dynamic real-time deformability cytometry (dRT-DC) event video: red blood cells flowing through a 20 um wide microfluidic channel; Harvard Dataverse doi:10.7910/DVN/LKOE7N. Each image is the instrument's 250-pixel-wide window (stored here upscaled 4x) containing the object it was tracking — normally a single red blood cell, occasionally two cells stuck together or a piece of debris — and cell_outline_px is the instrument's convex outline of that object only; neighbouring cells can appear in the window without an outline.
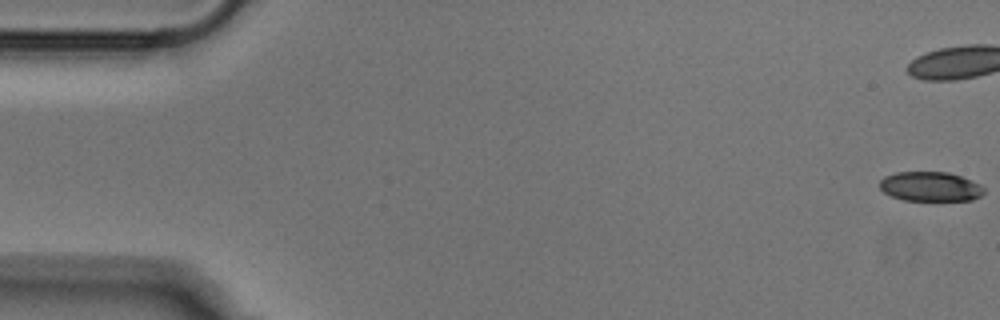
{"species": "Egyptian fruit bat (a non-hibernating species)", "species_latin": "Rousettus aegyptiacus", "temperature_condition": "cold", "stored_images_in_passage": 53, "camera_frame_rate_fps": 3000, "um_per_image_px": 0.085, "animal": {"sex": "male"}, "frame": {"image": 1, "passage_image": 1, "time_ms": 0.0, "image_size_px": [1000, 320], "cell_outline_px": [[984, 192], [980, 196], [972, 200], [904, 200], [892, 196], [884, 192], [880, 188], [880, 180], [884, 176], [896, 172], [948, 172], [960, 176], [980, 184], [984, 188]], "centroid_in_image_um": [79.07, 15.85], "position_along_channel_um": 5.9, "area_um2": 17.86}}